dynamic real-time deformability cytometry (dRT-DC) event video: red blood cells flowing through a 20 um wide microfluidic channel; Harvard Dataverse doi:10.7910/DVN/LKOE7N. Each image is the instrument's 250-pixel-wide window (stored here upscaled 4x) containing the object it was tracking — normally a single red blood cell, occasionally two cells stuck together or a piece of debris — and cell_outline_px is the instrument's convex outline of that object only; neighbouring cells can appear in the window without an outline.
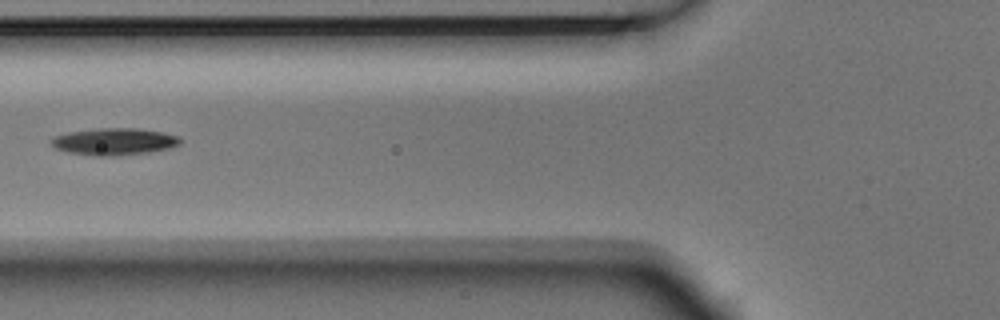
{"species": "Egyptian fruit bat (a non-hibernating species)", "species_latin": "Rousettus aegyptiacus", "temperature_condition": "room temperature", "stored_images_in_passage": 7, "camera_frame_rate_fps": 3000, "um_per_image_px": 0.085, "animal": {"sex": "male"}, "frame": {"image": 1, "passage_image": 6, "time_ms": 1.667, "image_size_px": [1000, 320], "cell_outline_px": [[180, 144], [168, 148], [148, 152], [120, 156], [92, 156], [68, 152], [56, 148], [48, 140], [52, 136], [68, 132], [100, 128], [136, 128], [160, 132], [180, 136]], "centroid_in_image_um": [9.66, 12.04], "position_along_channel_um": 116.1, "area_um2": 20.35}}
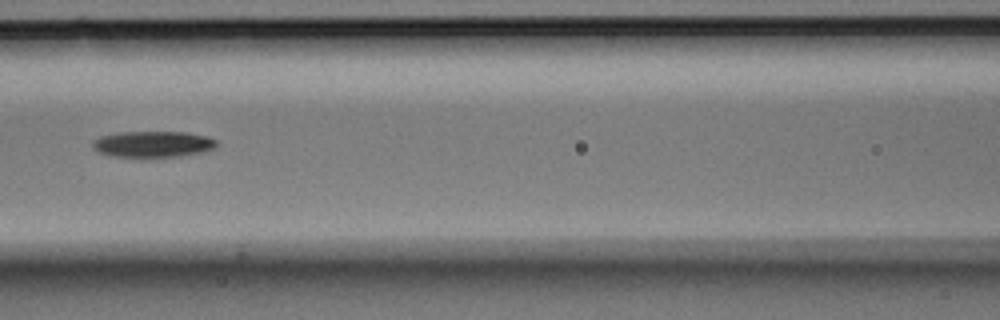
{"frame": {"image": 2, "passage_image": 7, "time_ms": 2.0, "image_size_px": [1000, 320], "cell_outline_px": [[216, 144], [212, 148], [200, 152], [180, 156], [108, 156], [92, 148], [92, 140], [100, 136], [116, 132], [184, 132], [208, 136], [216, 140]], "centroid_in_image_um": [12.93, 12.23], "position_along_channel_um": 153.7, "area_um2": 18.67}}